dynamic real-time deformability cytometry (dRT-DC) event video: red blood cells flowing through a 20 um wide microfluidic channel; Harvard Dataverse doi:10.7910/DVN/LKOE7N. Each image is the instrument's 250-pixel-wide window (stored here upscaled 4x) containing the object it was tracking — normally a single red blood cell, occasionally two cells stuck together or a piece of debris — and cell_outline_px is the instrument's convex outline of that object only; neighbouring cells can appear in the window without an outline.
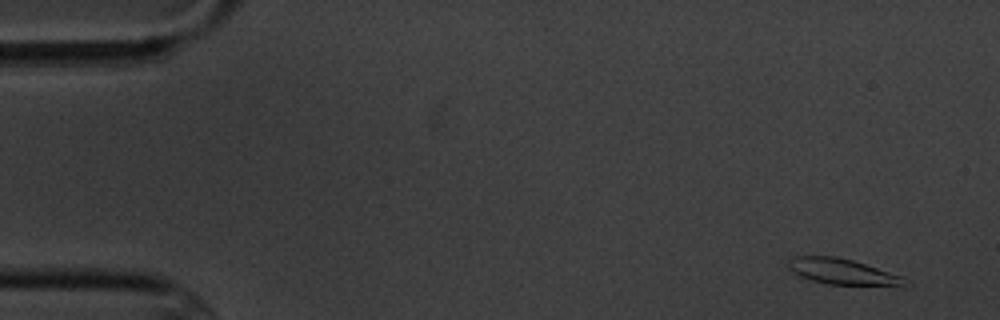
{"species": "common noctule bat (a hibernating species)", "species_latin": "Nyctalus noctula", "temperature_condition": "cold", "stored_images_in_passage": 6, "camera_frame_rate_fps": 3000, "um_per_image_px": 0.085, "animal": {"sex": "male", "body_mass_g": 20.1, "forearm_length_mm": 53.5}, "frame": {"image": 1, "passage_image": 2, "time_ms": 1.0, "image_size_px": [1000, 320], "cell_outline_px": [[904, 280], [900, 284], [828, 284], [812, 280], [800, 276], [792, 272], [788, 268], [788, 260], [796, 256], [836, 256], [852, 260], [904, 276]], "centroid_in_image_um": [71.47, 23.05], "position_along_channel_um": 13.5, "area_um2": 16.82}}
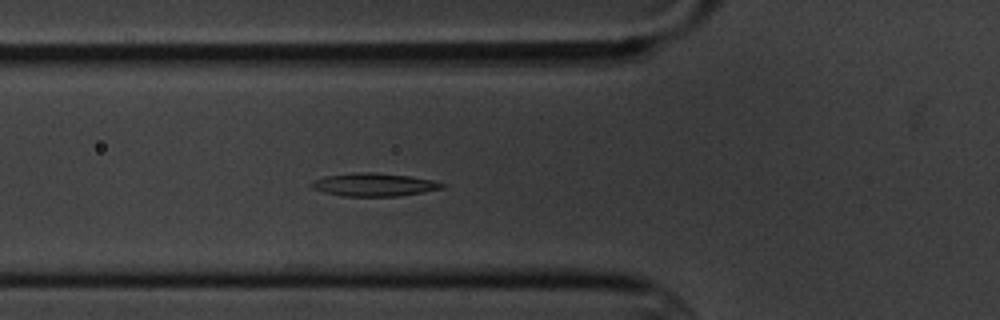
{"frame": {"image": 2, "passage_image": 6, "time_ms": 6.667, "image_size_px": [1000, 320], "cell_outline_px": [[448, 184], [444, 188], [424, 192], [400, 196], [344, 196], [324, 192], [312, 188], [308, 184], [312, 180], [324, 176], [356, 172], [368, 172], [408, 176], [432, 180]], "centroid_in_image_um": [31.78, 15.7], "position_along_channel_um": 94.0, "area_um2": 17.63}}